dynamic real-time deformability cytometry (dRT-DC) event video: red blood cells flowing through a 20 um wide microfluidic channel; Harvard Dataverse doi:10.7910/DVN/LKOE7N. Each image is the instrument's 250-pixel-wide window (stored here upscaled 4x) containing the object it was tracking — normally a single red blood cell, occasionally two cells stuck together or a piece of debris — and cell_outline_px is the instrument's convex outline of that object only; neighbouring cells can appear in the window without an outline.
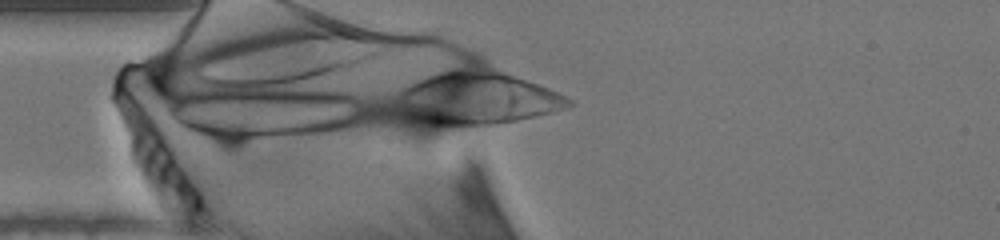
{"species": "human", "species_latin": "Homo sapiens", "temperature_condition": "warm", "stored_images_in_passage": 13, "camera_frame_rate_fps": 3000, "um_per_image_px": 0.085, "donor": {"sex": "male"}, "frame": {"image": 1, "passage_image": 13, "time_ms": 4.0, "image_size_px": [1000, 240], "cell_outline_px": [[576, 104], [568, 108], [504, 124], [468, 128], [448, 128], [424, 124], [408, 120], [404, 116], [400, 96], [400, 92], [404, 88], [416, 80], [436, 72], [448, 68], [484, 60], [548, 88], [572, 100]], "centroid_in_image_um": [40.58, 8.29], "position_along_channel_um": 44.4, "area_um2": 56.41}}